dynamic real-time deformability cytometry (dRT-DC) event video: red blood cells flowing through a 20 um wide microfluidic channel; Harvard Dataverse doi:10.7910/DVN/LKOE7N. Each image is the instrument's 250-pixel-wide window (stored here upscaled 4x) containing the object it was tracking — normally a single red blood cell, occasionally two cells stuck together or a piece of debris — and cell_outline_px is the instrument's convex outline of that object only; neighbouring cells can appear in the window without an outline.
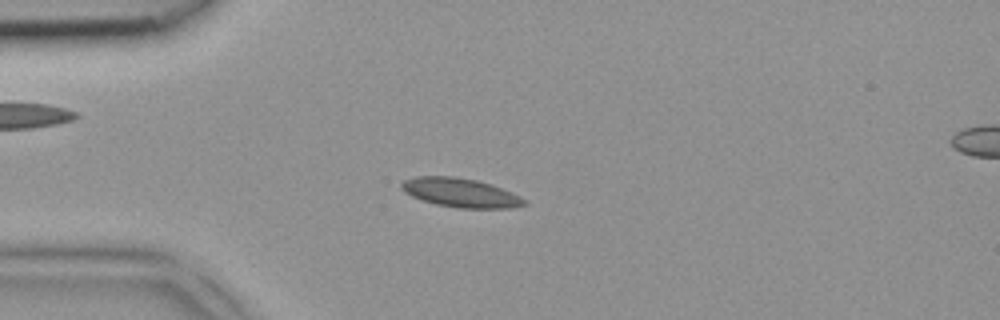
{"species": "common noctule bat (a hibernating species)", "species_latin": "Nyctalus noctula", "temperature_condition": "room temperature", "stored_images_in_passage": 3, "camera_frame_rate_fps": 3000, "um_per_image_px": 0.085, "animal": {"sex": "female", "body_mass_g": 18.4}, "frame": {"image": 1, "passage_image": 2, "time_ms": 0.333, "image_size_px": [1000, 320], "cell_outline_px": [[528, 204], [512, 208], [456, 208], [436, 204], [412, 196], [404, 192], [400, 188], [400, 184], [404, 180], [416, 176], [452, 176], [476, 180], [512, 192], [528, 200]], "centroid_in_image_um": [39.15, 16.38], "position_along_channel_um": 45.8, "area_um2": 20.75}}